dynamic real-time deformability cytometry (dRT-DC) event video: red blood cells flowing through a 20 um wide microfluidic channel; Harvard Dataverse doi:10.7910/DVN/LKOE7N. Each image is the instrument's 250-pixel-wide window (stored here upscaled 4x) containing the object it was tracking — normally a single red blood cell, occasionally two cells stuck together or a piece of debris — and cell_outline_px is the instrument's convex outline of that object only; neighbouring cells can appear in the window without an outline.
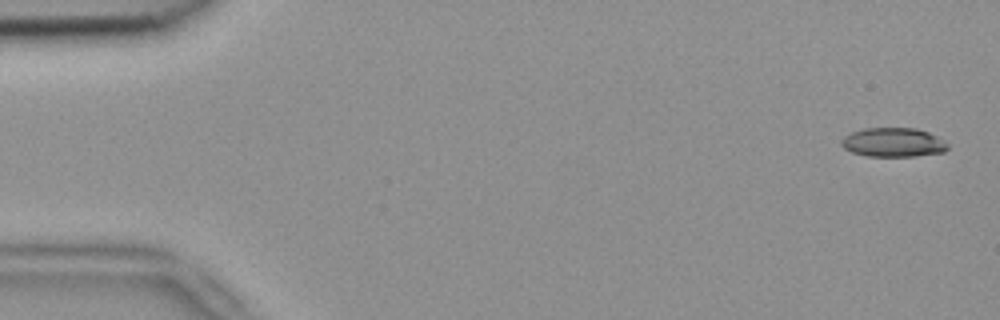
{"species": "common noctule bat (a hibernating species)", "species_latin": "Nyctalus noctula", "temperature_condition": "room temperature", "stored_images_in_passage": 4, "camera_frame_rate_fps": 3000, "um_per_image_px": 0.085, "animal": {"sex": "female", "body_mass_g": 18.4}, "frame": {"image": 1, "passage_image": 1, "time_ms": 0.0, "image_size_px": [1000, 320], "cell_outline_px": [[948, 148], [944, 152], [916, 156], [868, 156], [852, 152], [844, 148], [840, 144], [840, 140], [844, 136], [852, 132], [864, 128], [916, 128], [928, 132], [944, 140], [948, 144]], "centroid_in_image_um": [75.92, 12.1], "position_along_channel_um": 9.1, "area_um2": 18.09}}
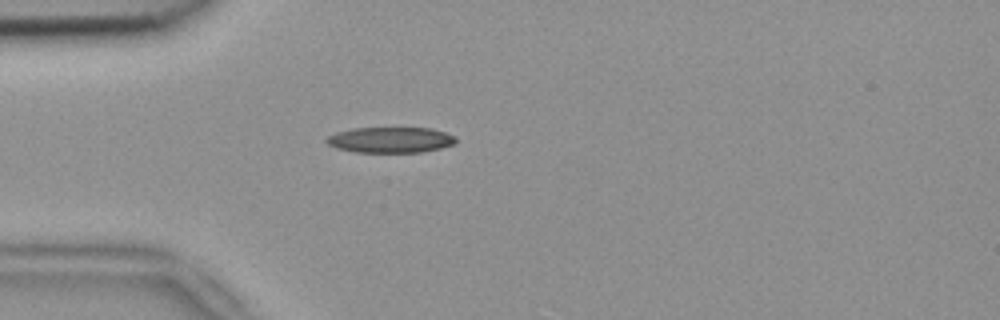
{"frame": {"image": 2, "passage_image": 4, "time_ms": 1.0, "image_size_px": [1000, 320], "cell_outline_px": [[456, 144], [440, 148], [420, 152], [356, 152], [336, 148], [328, 144], [324, 140], [328, 136], [336, 132], [352, 128], [432, 128], [456, 136]], "centroid_in_image_um": [33.19, 11.89], "position_along_channel_um": 51.8, "area_um2": 19.42}}